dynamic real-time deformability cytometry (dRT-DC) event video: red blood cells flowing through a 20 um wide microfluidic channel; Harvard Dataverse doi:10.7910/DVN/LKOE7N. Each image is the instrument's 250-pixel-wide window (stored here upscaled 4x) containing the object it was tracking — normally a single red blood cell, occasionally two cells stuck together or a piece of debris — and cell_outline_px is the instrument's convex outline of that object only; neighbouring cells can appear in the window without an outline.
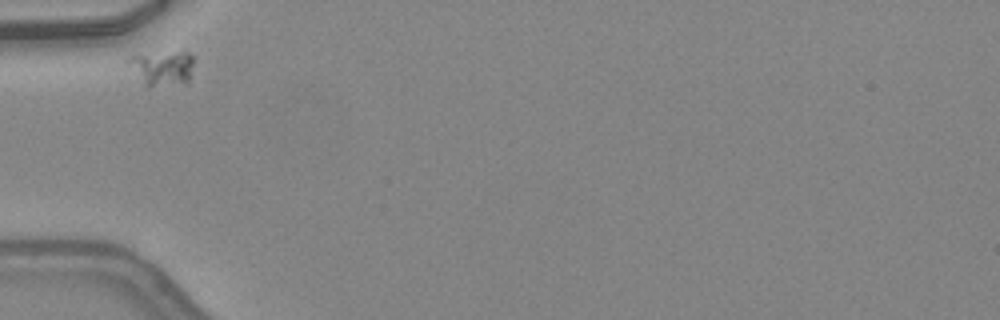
{"species": "common noctule bat (a hibernating species)", "species_latin": "Nyctalus noctula", "temperature_condition": "warm", "stored_images_in_passage": 28, "camera_frame_rate_fps": 3000, "um_per_image_px": 0.085, "animal": {"sex": "female", "body_mass_g": 24.6, "forearm_length_mm": 56.2}, "frame": {"image": 1, "passage_image": 1, "time_ms": 0.0, "image_size_px": [1000, 320], "cell_outline_px": [[192, 64], [188, 84], [144, 84], [124, 60], [128, 56], [180, 52], [188, 52], [192, 56]], "centroid_in_image_um": [13.77, 5.76], "position_along_channel_um": 71.2, "area_um2": 12.72}}
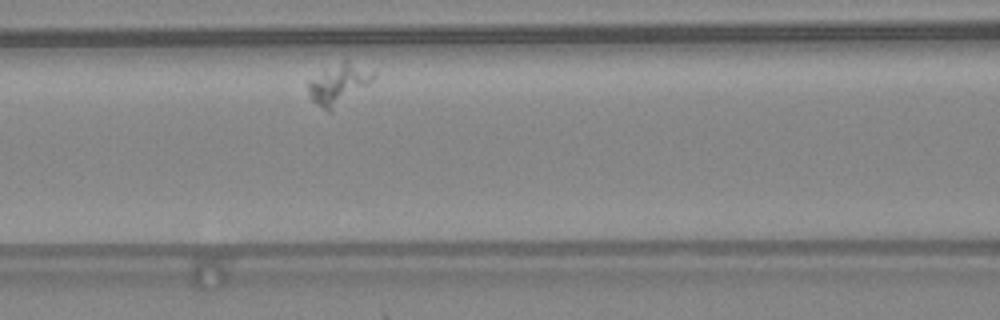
{"frame": {"image": 2, "passage_image": 7, "time_ms": 2.0, "image_size_px": [1000, 320], "cell_outline_px": [[376, 76], [368, 84], [332, 112], [328, 112], [312, 100], [308, 92], [308, 80], [344, 56], [376, 72]], "centroid_in_image_um": [28.81, 7.08], "position_along_channel_um": 137.8, "area_um2": 15.9}}
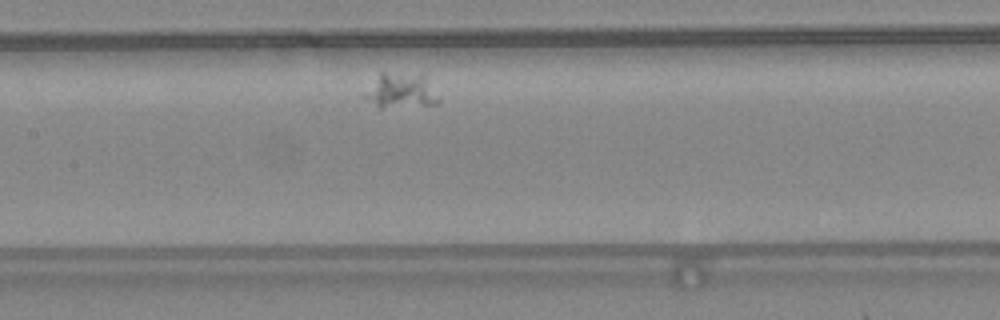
{"frame": {"image": 3, "passage_image": 10, "time_ms": 3.0, "image_size_px": [1000, 320], "cell_outline_px": [[440, 100], [436, 104], [380, 108], [364, 96], [380, 72], [424, 72]], "centroid_in_image_um": [34.15, 7.66], "position_along_channel_um": 173.3, "area_um2": 15.09}}